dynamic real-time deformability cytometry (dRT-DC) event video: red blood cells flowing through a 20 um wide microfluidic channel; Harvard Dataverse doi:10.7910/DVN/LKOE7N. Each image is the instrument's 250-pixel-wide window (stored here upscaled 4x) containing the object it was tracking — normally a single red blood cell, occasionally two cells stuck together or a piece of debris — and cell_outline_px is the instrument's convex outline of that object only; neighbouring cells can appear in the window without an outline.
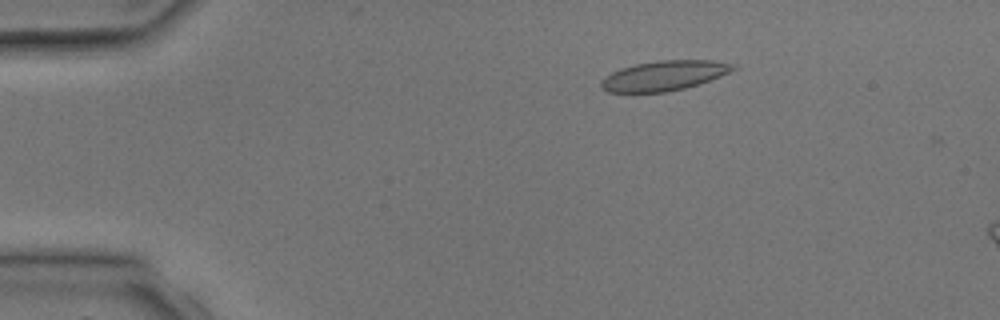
{"species": "common noctule bat (a hibernating species)", "species_latin": "Nyctalus noctula", "temperature_condition": "room temperature", "stored_images_in_passage": 5, "camera_frame_rate_fps": 3000, "um_per_image_px": 0.085, "animal": {"sex": "male", "body_mass_g": 17.9, "forearm_length_mm": 54.2}, "frame": {"image": 1, "passage_image": 2, "time_ms": 1.333, "image_size_px": [1000, 320], "cell_outline_px": [[736, 68], [720, 76], [684, 88], [664, 92], [608, 92], [600, 88], [600, 84], [612, 72], [620, 68], [636, 64], [656, 60], [712, 60], [736, 64]], "centroid_in_image_um": [56.44, 6.42], "position_along_channel_um": 28.6, "area_um2": 22.66}}